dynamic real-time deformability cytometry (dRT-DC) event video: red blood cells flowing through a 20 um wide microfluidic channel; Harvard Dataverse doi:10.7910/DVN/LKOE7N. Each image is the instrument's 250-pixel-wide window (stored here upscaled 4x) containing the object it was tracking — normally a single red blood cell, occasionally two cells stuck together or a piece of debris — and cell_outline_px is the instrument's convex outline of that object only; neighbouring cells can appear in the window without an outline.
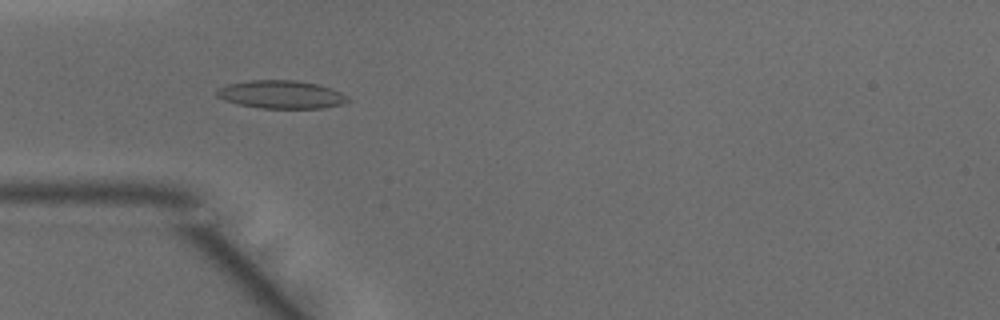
{"species": "common noctule bat (a hibernating species)", "species_latin": "Nyctalus noctula", "temperature_condition": "warm", "stored_images_in_passage": 48, "camera_frame_rate_fps": 3000, "um_per_image_px": 0.085, "animal": {"sex": "male", "body_mass_g": 15.6}, "frame": {"image": 1, "passage_image": 14, "time_ms": 4.333, "image_size_px": [1000, 320], "cell_outline_px": [[348, 100], [344, 104], [324, 108], [260, 108], [236, 104], [224, 100], [216, 96], [216, 88], [228, 84], [252, 80], [296, 80], [316, 84], [332, 88], [348, 96]], "centroid_in_image_um": [23.88, 8.03], "position_along_channel_um": 61.1, "area_um2": 21.56}}
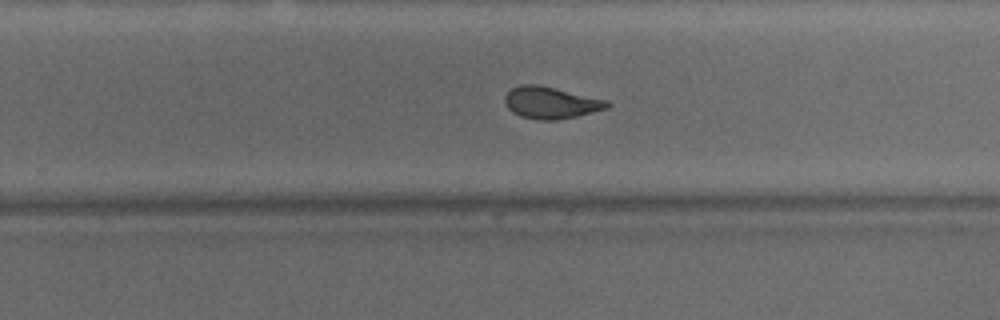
{"frame": {"image": 2, "passage_image": 30, "time_ms": 9.667, "image_size_px": [1000, 320], "cell_outline_px": [[612, 104], [608, 108], [576, 116], [556, 120], [540, 120], [520, 116], [512, 112], [508, 108], [504, 100], [504, 96], [512, 88], [520, 84], [536, 84], [608, 100]], "centroid_in_image_um": [46.81, 8.73], "position_along_channel_um": 283.0, "area_um2": 18.9}}
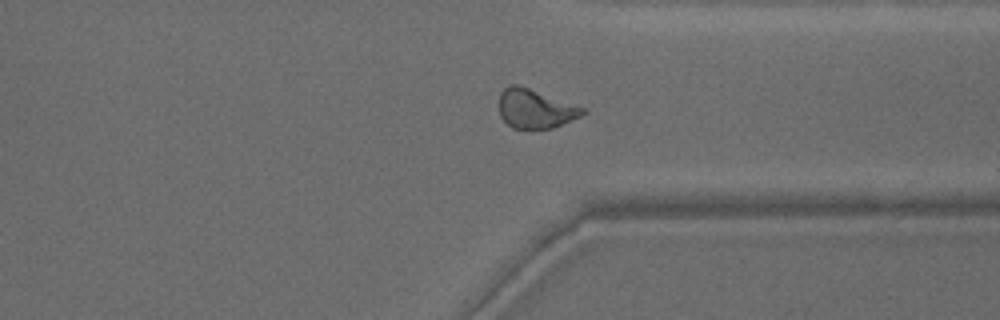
{"frame": {"image": 3, "passage_image": 36, "time_ms": 11.667, "image_size_px": [1000, 320], "cell_outline_px": [[588, 112], [580, 116], [552, 128], [532, 132], [512, 128], [500, 116], [500, 92], [504, 88], [512, 84], [520, 84], [588, 108]], "centroid_in_image_um": [45.53, 9.26], "position_along_channel_um": 365.9, "area_um2": 19.83}, "authors_computed_cell_mechanics": {"area_um2": 19.8254, "velocity_mm_per_s": 4.1741, "shape_relaxation_time_tau1_ms": 5.9243, "shape_relaxation_time_tau2_ms": 1.386, "deformation_change_tau1": 0.1983, "deformation_change_tau2": 0.079}}